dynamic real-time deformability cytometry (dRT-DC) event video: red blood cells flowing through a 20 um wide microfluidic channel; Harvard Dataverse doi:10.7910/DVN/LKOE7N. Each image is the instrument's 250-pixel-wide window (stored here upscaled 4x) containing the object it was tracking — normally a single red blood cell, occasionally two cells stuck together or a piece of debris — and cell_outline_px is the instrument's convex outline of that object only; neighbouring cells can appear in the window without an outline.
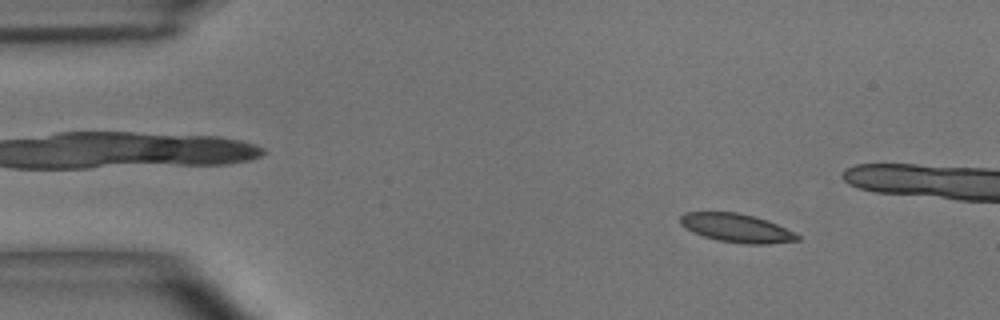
{"species": "common noctule bat (a hibernating species)", "species_latin": "Nyctalus noctula", "temperature_condition": "room temperature", "stored_images_in_passage": 50, "camera_frame_rate_fps": 3000, "um_per_image_px": 0.085, "animal": {"sex": "male", "body_mass_g": 15.6}, "frame": {"image": 1, "passage_image": 7, "time_ms": 2.0, "image_size_px": [1000, 320], "cell_outline_px": [[800, 240], [768, 244], [744, 244], [716, 240], [692, 232], [680, 224], [680, 216], [684, 212], [736, 212], [768, 220], [796, 232], [800, 236]], "centroid_in_image_um": [62.63, 19.38], "position_along_channel_um": 22.4, "area_um2": 19.65}}
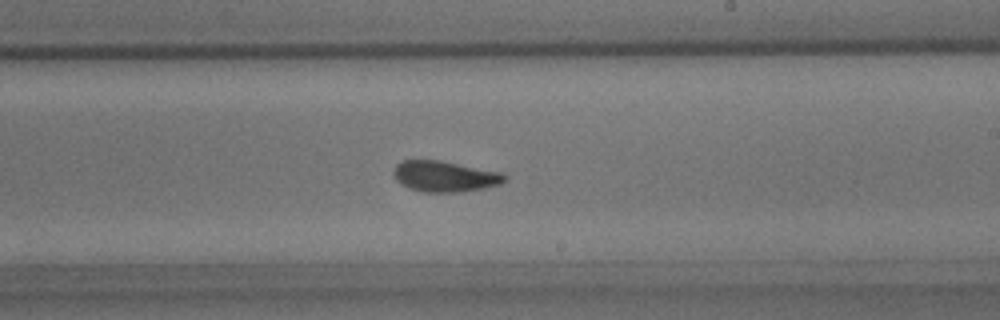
{"frame": {"image": 2, "passage_image": 32, "time_ms": 10.333, "image_size_px": [1000, 320], "cell_outline_px": [[508, 180], [500, 184], [484, 188], [460, 192], [420, 192], [408, 188], [396, 180], [392, 172], [396, 164], [404, 160], [436, 160], [500, 172], [508, 176]], "centroid_in_image_um": [37.79, 15.0], "position_along_channel_um": 251.2, "area_um2": 19.94}}
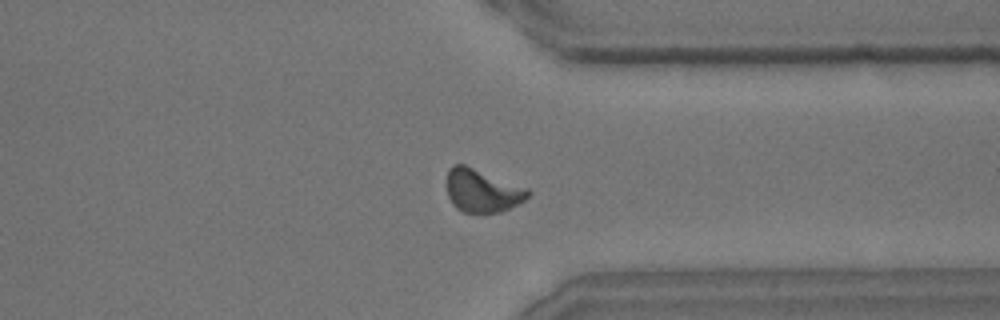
{"frame": {"image": 3, "passage_image": 42, "time_ms": 13.667, "image_size_px": [1000, 320], "cell_outline_px": [[532, 192], [524, 200], [500, 212], [484, 216], [464, 212], [456, 208], [452, 204], [448, 196], [444, 184], [448, 168], [452, 164], [464, 164], [528, 188]], "centroid_in_image_um": [40.92, 16.23], "position_along_channel_um": 370.5, "area_um2": 21.1}, "authors_computed_cell_mechanics": {"area_um2": 19.7098, "velocity_mm_per_s": 3.6258, "shape_relaxation_time_tau1_ms": 3.6032, "shape_relaxation_time_tau2_ms": 1.2952, "deformation_change_tau1": 0.1358, "deformation_change_tau2": 0.0787}}